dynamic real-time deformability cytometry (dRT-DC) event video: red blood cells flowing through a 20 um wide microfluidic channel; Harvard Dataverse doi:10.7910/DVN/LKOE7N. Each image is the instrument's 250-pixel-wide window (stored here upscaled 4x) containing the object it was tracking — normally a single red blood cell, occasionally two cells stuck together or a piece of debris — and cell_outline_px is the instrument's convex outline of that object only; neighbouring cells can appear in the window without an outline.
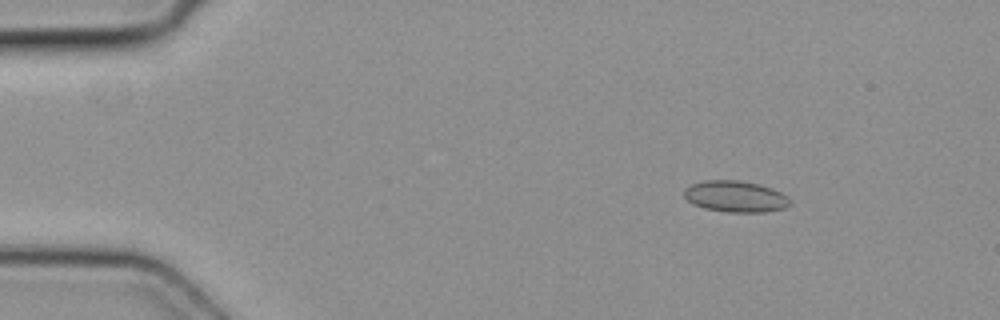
{"species": "common noctule bat (a hibernating species)", "species_latin": "Nyctalus noctula", "temperature_condition": "cold", "stored_images_in_passage": 5, "camera_frame_rate_fps": 3000, "um_per_image_px": 0.085, "animal": {"sex": "female", "body_mass_g": 19.3, "forearm_length_mm": 54.1}, "frame": {"image": 1, "passage_image": 2, "time_ms": 0.333, "image_size_px": [1000, 320], "cell_outline_px": [[792, 200], [784, 208], [764, 212], [728, 212], [704, 208], [692, 204], [684, 196], [684, 188], [692, 184], [704, 180], [740, 180], [760, 184], [772, 188], [780, 192]], "centroid_in_image_um": [62.49, 16.69], "position_along_channel_um": 22.5, "area_um2": 19.36}}
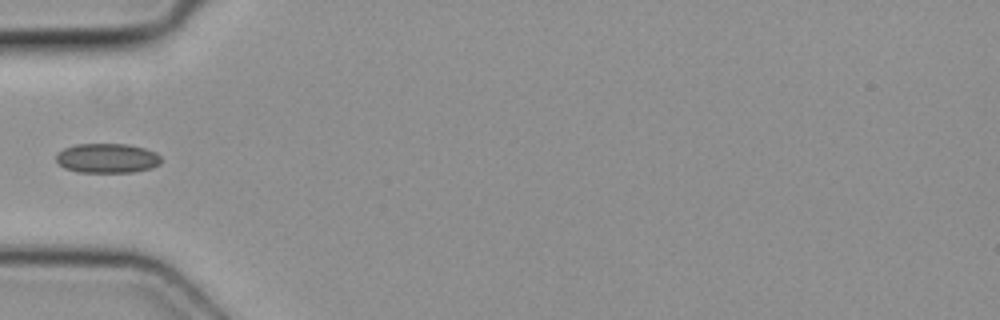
{"frame": {"image": 2, "passage_image": 5, "time_ms": 1.333, "image_size_px": [1000, 320], "cell_outline_px": [[160, 164], [152, 168], [132, 172], [76, 172], [64, 168], [56, 160], [56, 152], [64, 148], [76, 144], [128, 144], [144, 148], [156, 152], [160, 156]], "centroid_in_image_um": [9.1, 13.44], "position_along_channel_um": 75.9, "area_um2": 18.21}}